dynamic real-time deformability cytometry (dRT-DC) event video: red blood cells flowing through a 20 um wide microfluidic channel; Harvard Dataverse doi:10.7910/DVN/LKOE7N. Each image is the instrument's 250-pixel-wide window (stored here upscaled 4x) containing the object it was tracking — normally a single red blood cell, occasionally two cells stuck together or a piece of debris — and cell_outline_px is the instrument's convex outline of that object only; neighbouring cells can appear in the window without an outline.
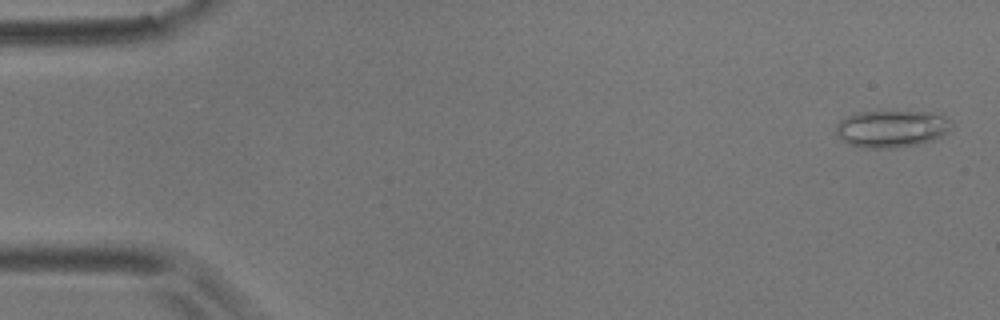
{"species": "common noctule bat (a hibernating species)", "species_latin": "Nyctalus noctula", "temperature_condition": "room temperature", "stored_images_in_passage": 5, "camera_frame_rate_fps": 3000, "um_per_image_px": 0.085, "animal": {"sex": "male", "body_mass_g": 17.9}, "frame": {"image": 1, "passage_image": 1, "time_ms": 0.0, "image_size_px": [1000, 320], "cell_outline_px": [[952, 124], [940, 136], [932, 140], [916, 144], [896, 148], [868, 148], [852, 144], [836, 136], [836, 124], [840, 120], [856, 112], [928, 112], [944, 116]], "centroid_in_image_um": [75.73, 10.94], "position_along_channel_um": 9.3, "area_um2": 24.45}}